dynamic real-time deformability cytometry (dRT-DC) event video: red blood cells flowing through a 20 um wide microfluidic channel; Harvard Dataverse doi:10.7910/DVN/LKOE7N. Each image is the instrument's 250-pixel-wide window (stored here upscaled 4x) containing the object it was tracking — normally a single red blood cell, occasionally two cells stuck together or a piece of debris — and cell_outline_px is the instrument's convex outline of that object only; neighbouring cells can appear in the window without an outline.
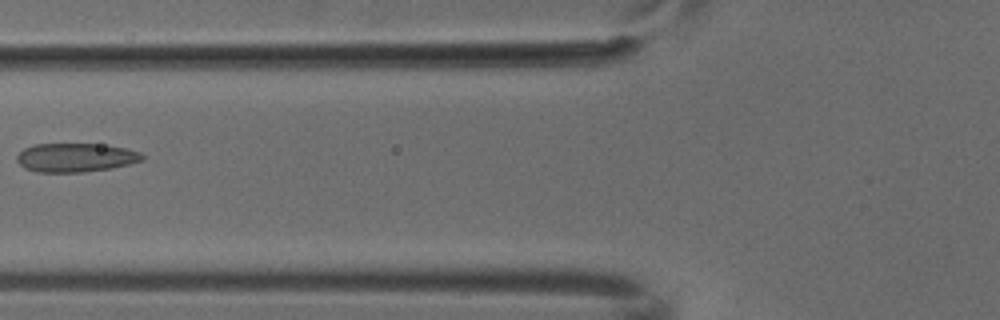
{"species": "common noctule bat (a hibernating species)", "species_latin": "Nyctalus noctula", "temperature_condition": "cold", "stored_images_in_passage": 2, "camera_frame_rate_fps": 3000, "um_per_image_px": 0.085, "animal": {"sex": "male", "body_mass_g": 18.8}, "frame": {"image": 1, "passage_image": 2, "time_ms": 0.333, "image_size_px": [1000, 320], "cell_outline_px": [[144, 160], [112, 168], [84, 172], [36, 172], [24, 168], [16, 160], [16, 156], [24, 148], [36, 144], [100, 144], [124, 148], [140, 152], [144, 156]], "centroid_in_image_um": [6.41, 13.4], "position_along_channel_um": 119.4, "area_um2": 21.04}}